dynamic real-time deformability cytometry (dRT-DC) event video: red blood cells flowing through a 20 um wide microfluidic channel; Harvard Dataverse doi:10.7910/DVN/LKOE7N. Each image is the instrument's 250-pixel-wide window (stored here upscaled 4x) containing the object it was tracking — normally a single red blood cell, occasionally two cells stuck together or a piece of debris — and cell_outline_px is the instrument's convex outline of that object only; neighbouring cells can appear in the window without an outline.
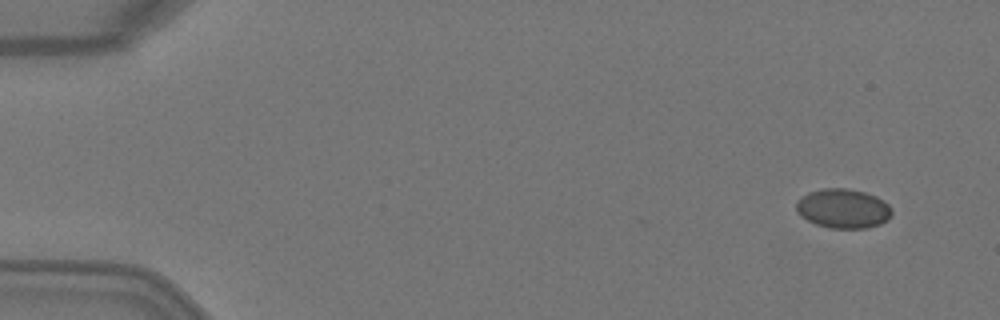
{"species": "Egyptian fruit bat (a non-hibernating species)", "species_latin": "Rousettus aegyptiacus", "temperature_condition": "warm", "stored_images_in_passage": 5, "camera_frame_rate_fps": 3000, "um_per_image_px": 0.085, "animal": {"sex": "female"}, "frame": {"image": 1, "passage_image": 1, "time_ms": 0.0, "image_size_px": [1000, 320], "cell_outline_px": [[892, 212], [888, 220], [880, 224], [868, 228], [828, 228], [816, 224], [800, 216], [796, 212], [796, 200], [800, 196], [808, 192], [824, 188], [848, 188], [864, 192], [876, 196], [888, 204], [892, 208]], "centroid_in_image_um": [71.64, 17.72], "position_along_channel_um": 13.4, "area_um2": 22.2}}
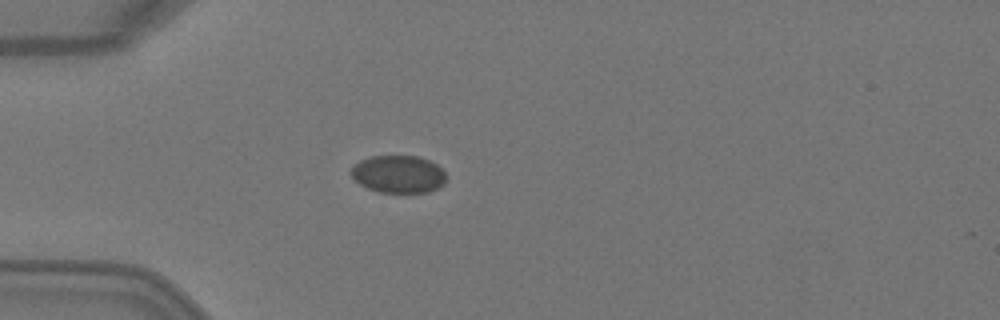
{"frame": {"image": 2, "passage_image": 4, "time_ms": 1.0, "image_size_px": [1000, 320], "cell_outline_px": [[448, 176], [444, 184], [428, 192], [380, 192], [368, 188], [360, 184], [352, 176], [352, 168], [360, 160], [372, 156], [420, 156], [436, 164]], "centroid_in_image_um": [33.9, 14.8], "position_along_channel_um": 51.1, "area_um2": 20.63}}